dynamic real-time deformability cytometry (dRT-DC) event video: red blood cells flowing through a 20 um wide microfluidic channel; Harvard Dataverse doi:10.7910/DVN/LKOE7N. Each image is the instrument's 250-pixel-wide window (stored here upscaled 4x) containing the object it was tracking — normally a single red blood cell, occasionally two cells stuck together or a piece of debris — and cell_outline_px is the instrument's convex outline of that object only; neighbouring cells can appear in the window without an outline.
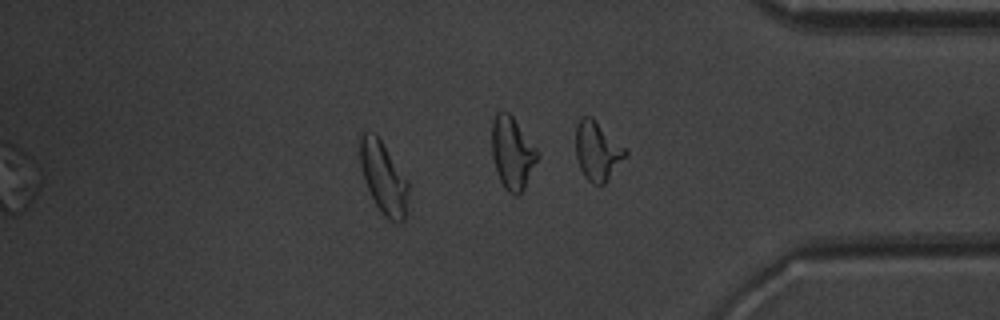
{"species": "common noctule bat (a hibernating species)", "species_latin": "Nyctalus noctula", "temperature_condition": "warm", "stored_images_in_passage": 32, "camera_frame_rate_fps": 3000, "um_per_image_px": 0.085, "animal": {"sex": "male", "body_mass_g": 20.1, "forearm_length_mm": 53.5}, "frame": {"image": 1, "passage_image": 32, "time_ms": 10.333, "image_size_px": [1000, 320], "cell_outline_px": [[408, 188], [404, 220], [400, 224], [396, 224], [388, 220], [384, 216], [376, 204], [364, 180], [360, 164], [360, 132], [364, 132], [376, 136], [380, 140], [408, 180]], "centroid_in_image_um": [32.6, 15.16], "position_along_channel_um": 402.6, "area_um2": 19.88}, "authors_computed_cell_mechanics": {"area_um2": 18.9295, "velocity_mm_per_s": 3.9761, "shape_relaxation_time_tau1_ms": 4.4047, "shape_relaxation_time_tau2_ms": 1.8472, "deformation_change_tau1": 0.1418, "deformation_change_tau2": 0.0812}}